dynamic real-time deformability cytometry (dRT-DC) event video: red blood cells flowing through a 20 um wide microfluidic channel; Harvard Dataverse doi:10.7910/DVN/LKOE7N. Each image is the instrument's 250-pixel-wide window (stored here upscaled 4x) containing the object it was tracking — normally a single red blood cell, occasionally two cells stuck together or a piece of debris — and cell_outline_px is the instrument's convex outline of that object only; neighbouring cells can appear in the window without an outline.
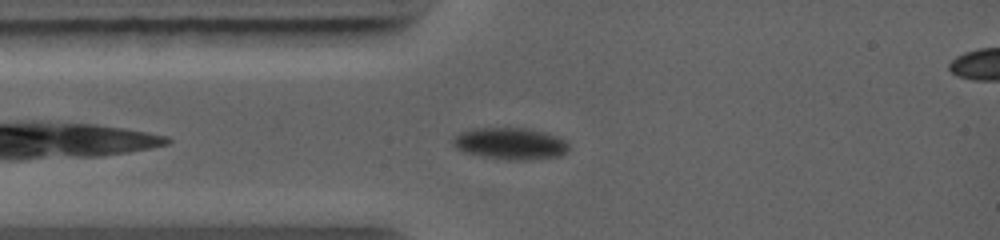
{"species": "common noctule bat (a hibernating species)", "species_latin": "Nyctalus noctula", "temperature_condition": "warm", "stored_images_in_passage": 30, "camera_frame_rate_fps": 5000, "um_per_image_px": 0.085, "animal": {"sex": "female", "body_mass_g": 19.0, "forearm_length_mm": 56.7}, "frame": {"image": 1, "passage_image": 4, "time_ms": 1.2, "image_size_px": [1000, 240], "cell_outline_px": [[568, 152], [560, 156], [532, 160], [504, 160], [464, 152], [456, 148], [452, 144], [452, 136], [460, 132], [472, 128], [528, 128], [560, 136], [568, 144]], "centroid_in_image_um": [43.38, 12.2], "position_along_channel_um": 41.6, "area_um2": 21.79}}
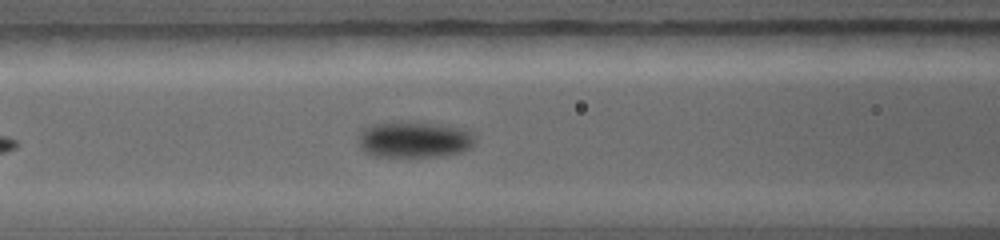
{"frame": {"image": 2, "passage_image": 14, "time_ms": 3.2, "image_size_px": [1000, 240], "cell_outline_px": [[476, 136], [472, 144], [468, 148], [460, 152], [440, 156], [372, 156], [364, 152], [360, 148], [356, 140], [360, 132], [364, 128], [372, 124], [388, 120], [408, 120], [440, 124], [460, 128], [472, 132]], "centroid_in_image_um": [35.12, 11.82], "position_along_channel_um": 131.5, "area_um2": 25.26}}
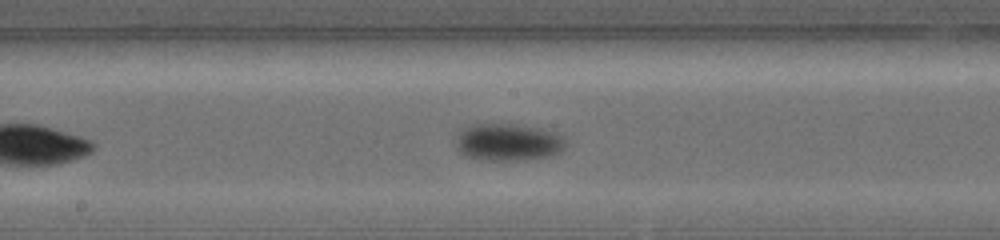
{"frame": {"image": 3, "passage_image": 22, "time_ms": 4.8, "image_size_px": [1000, 240], "cell_outline_px": [[568, 144], [560, 152], [548, 156], [524, 160], [480, 160], [468, 156], [460, 152], [456, 144], [456, 140], [460, 132], [464, 128], [472, 124], [516, 124], [540, 128], [556, 132]], "centroid_in_image_um": [43.21, 12.08], "position_along_channel_um": 205.0, "area_um2": 23.81}}